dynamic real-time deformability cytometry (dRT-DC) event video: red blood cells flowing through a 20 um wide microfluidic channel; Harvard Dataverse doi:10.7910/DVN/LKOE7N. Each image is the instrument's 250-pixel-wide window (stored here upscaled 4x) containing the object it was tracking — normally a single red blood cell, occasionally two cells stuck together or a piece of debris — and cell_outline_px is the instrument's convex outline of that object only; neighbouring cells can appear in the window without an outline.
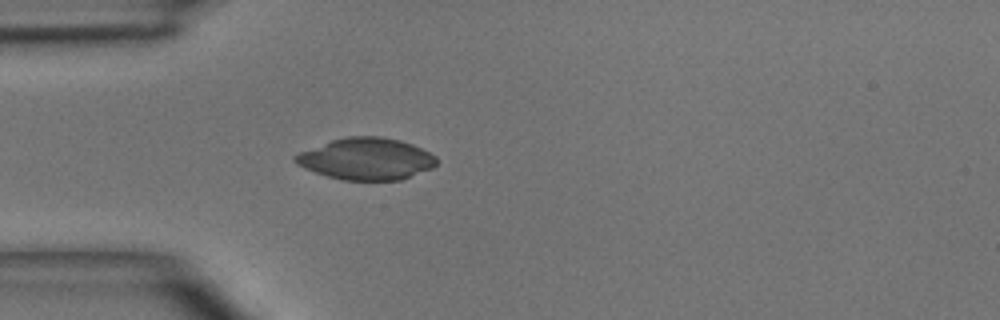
{"species": "common noctule bat (a hibernating species)", "species_latin": "Nyctalus noctula", "temperature_condition": "room temperature", "stored_images_in_passage": 6, "camera_frame_rate_fps": 3000, "um_per_image_px": 0.085, "animal": {"sex": "male", "body_mass_g": 15.6}, "frame": {"image": 1, "passage_image": 6, "time_ms": 5.667, "image_size_px": [1000, 320], "cell_outline_px": [[436, 164], [432, 168], [400, 180], [344, 180], [328, 176], [304, 168], [296, 164], [292, 160], [292, 156], [300, 152], [332, 140], [348, 136], [380, 136], [400, 140], [412, 144], [436, 156]], "centroid_in_image_um": [31.12, 13.5], "position_along_channel_um": 53.9, "area_um2": 34.22}}